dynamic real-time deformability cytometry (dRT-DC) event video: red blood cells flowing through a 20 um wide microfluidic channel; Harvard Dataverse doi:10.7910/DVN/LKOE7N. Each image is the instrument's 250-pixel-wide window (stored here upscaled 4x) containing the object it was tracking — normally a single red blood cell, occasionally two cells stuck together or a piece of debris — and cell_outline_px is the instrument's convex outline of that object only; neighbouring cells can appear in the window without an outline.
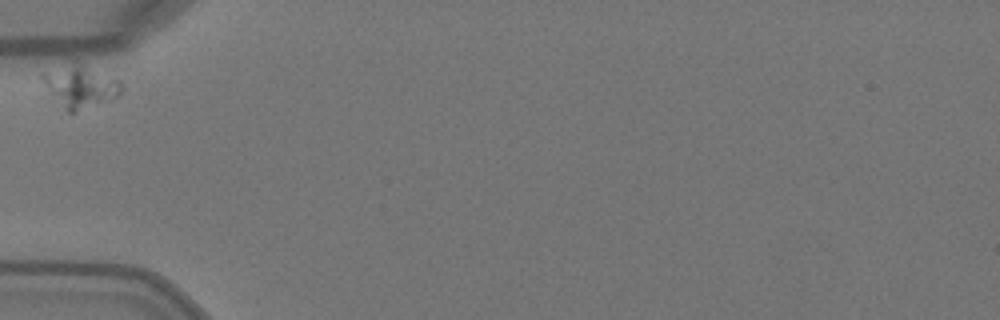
{"species": "Egyptian fruit bat (a non-hibernating species)", "species_latin": "Rousettus aegyptiacus", "temperature_condition": "warm", "stored_images_in_passage": 6, "camera_frame_rate_fps": 3000, "um_per_image_px": 0.085, "animal": {"sex": "female"}, "frame": {"image": 1, "passage_image": 1, "time_ms": 0.0, "image_size_px": [1000, 320], "cell_outline_px": [[124, 92], [120, 96], [112, 100], [76, 112], [68, 112], [64, 108], [48, 88], [44, 80], [44, 76], [68, 56], [72, 56], [120, 80], [124, 88]], "centroid_in_image_um": [6.93, 7.23], "position_along_channel_um": 78.1, "area_um2": 20.29}}
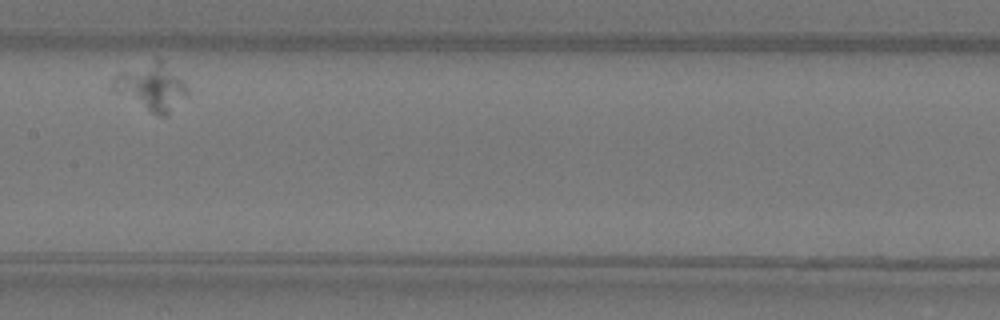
{"frame": {"image": 2, "passage_image": 4, "time_ms": 1.0, "image_size_px": [1000, 320], "cell_outline_px": [[188, 92], [168, 116], [160, 116], [152, 112], [116, 92], [112, 88], [112, 80], [120, 72], [156, 56], [184, 84]], "centroid_in_image_um": [12.84, 7.36], "position_along_channel_um": 194.6, "area_um2": 19.71}}
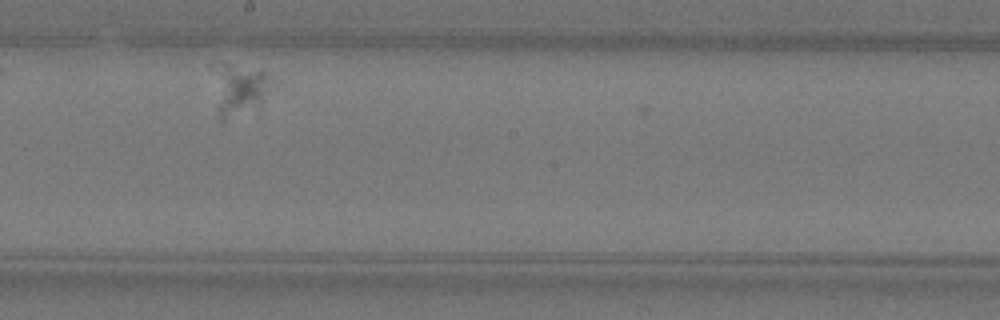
{"frame": {"image": 3, "passage_image": 5, "time_ms": 1.333, "image_size_px": [1000, 320], "cell_outline_px": [[272, 80], [260, 108], [224, 120], [220, 120], [216, 112], [208, 68], [208, 64], [224, 60], [264, 72]], "centroid_in_image_um": [20.14, 7.52], "position_along_channel_um": 228.1, "area_um2": 19.19}}